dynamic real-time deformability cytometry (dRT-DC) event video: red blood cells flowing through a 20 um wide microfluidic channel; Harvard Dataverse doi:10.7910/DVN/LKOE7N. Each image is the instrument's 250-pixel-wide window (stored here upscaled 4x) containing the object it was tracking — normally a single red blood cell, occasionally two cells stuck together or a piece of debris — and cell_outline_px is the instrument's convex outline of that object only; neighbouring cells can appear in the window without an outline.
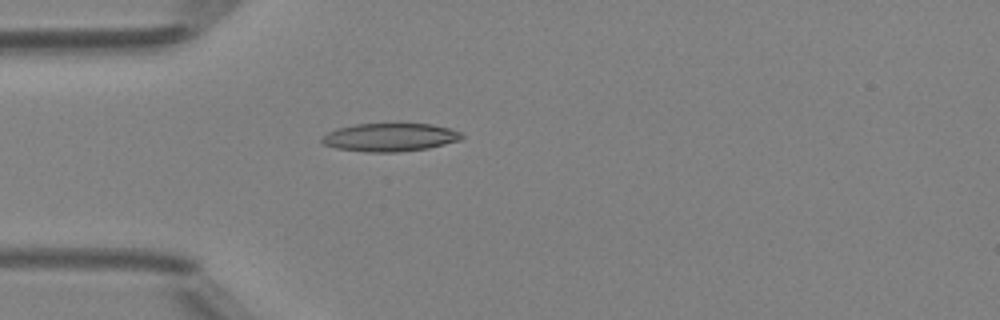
{"species": "Egyptian fruit bat (a non-hibernating species)", "species_latin": "Rousettus aegyptiacus", "temperature_condition": "room temperature", "stored_images_in_passage": 4, "camera_frame_rate_fps": 3000, "um_per_image_px": 0.085, "animal": {"sex": "female"}, "frame": {"image": 1, "passage_image": 4, "time_ms": 4.333, "image_size_px": [1000, 320], "cell_outline_px": [[464, 136], [460, 140], [428, 148], [396, 152], [368, 152], [336, 148], [324, 144], [320, 140], [328, 132], [336, 128], [356, 124], [400, 120], [432, 124], [448, 128], [460, 132]], "centroid_in_image_um": [33.16, 11.61], "position_along_channel_um": 51.8, "area_um2": 23.87}}